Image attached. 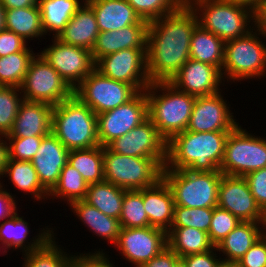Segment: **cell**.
Wrapping results in <instances>:
<instances>
[{"mask_svg": "<svg viewBox=\"0 0 266 267\" xmlns=\"http://www.w3.org/2000/svg\"><path fill=\"white\" fill-rule=\"evenodd\" d=\"M197 14L184 4L177 11L148 23L146 56L151 83L169 82L190 59Z\"/></svg>", "mask_w": 266, "mask_h": 267, "instance_id": "cell-1", "label": "cell"}, {"mask_svg": "<svg viewBox=\"0 0 266 267\" xmlns=\"http://www.w3.org/2000/svg\"><path fill=\"white\" fill-rule=\"evenodd\" d=\"M229 133L185 130L175 134L167 143L163 170L220 171Z\"/></svg>", "mask_w": 266, "mask_h": 267, "instance_id": "cell-2", "label": "cell"}, {"mask_svg": "<svg viewBox=\"0 0 266 267\" xmlns=\"http://www.w3.org/2000/svg\"><path fill=\"white\" fill-rule=\"evenodd\" d=\"M148 118L167 142L186 130L195 96L176 89L169 82L151 83L145 90Z\"/></svg>", "mask_w": 266, "mask_h": 267, "instance_id": "cell-3", "label": "cell"}, {"mask_svg": "<svg viewBox=\"0 0 266 267\" xmlns=\"http://www.w3.org/2000/svg\"><path fill=\"white\" fill-rule=\"evenodd\" d=\"M51 132L69 151L100 145L97 115L75 95L53 106Z\"/></svg>", "mask_w": 266, "mask_h": 267, "instance_id": "cell-4", "label": "cell"}, {"mask_svg": "<svg viewBox=\"0 0 266 267\" xmlns=\"http://www.w3.org/2000/svg\"><path fill=\"white\" fill-rule=\"evenodd\" d=\"M187 5L197 14L198 25L224 42L253 29L252 11L229 0H191Z\"/></svg>", "mask_w": 266, "mask_h": 267, "instance_id": "cell-5", "label": "cell"}, {"mask_svg": "<svg viewBox=\"0 0 266 267\" xmlns=\"http://www.w3.org/2000/svg\"><path fill=\"white\" fill-rule=\"evenodd\" d=\"M167 158H141L117 154L103 147L104 180L125 190L152 187L163 178Z\"/></svg>", "mask_w": 266, "mask_h": 267, "instance_id": "cell-6", "label": "cell"}, {"mask_svg": "<svg viewBox=\"0 0 266 267\" xmlns=\"http://www.w3.org/2000/svg\"><path fill=\"white\" fill-rule=\"evenodd\" d=\"M261 39V35L252 29L243 37L225 42L221 71L224 81L235 83L266 77V42Z\"/></svg>", "mask_w": 266, "mask_h": 267, "instance_id": "cell-7", "label": "cell"}, {"mask_svg": "<svg viewBox=\"0 0 266 267\" xmlns=\"http://www.w3.org/2000/svg\"><path fill=\"white\" fill-rule=\"evenodd\" d=\"M220 171L163 170L175 205L189 208H214L222 177Z\"/></svg>", "mask_w": 266, "mask_h": 267, "instance_id": "cell-8", "label": "cell"}, {"mask_svg": "<svg viewBox=\"0 0 266 267\" xmlns=\"http://www.w3.org/2000/svg\"><path fill=\"white\" fill-rule=\"evenodd\" d=\"M266 167V138L247 132L238 124L230 131L219 168L224 175L244 177Z\"/></svg>", "mask_w": 266, "mask_h": 267, "instance_id": "cell-9", "label": "cell"}, {"mask_svg": "<svg viewBox=\"0 0 266 267\" xmlns=\"http://www.w3.org/2000/svg\"><path fill=\"white\" fill-rule=\"evenodd\" d=\"M20 90L24 100L51 106L74 95V90L39 53L31 61Z\"/></svg>", "mask_w": 266, "mask_h": 267, "instance_id": "cell-10", "label": "cell"}, {"mask_svg": "<svg viewBox=\"0 0 266 267\" xmlns=\"http://www.w3.org/2000/svg\"><path fill=\"white\" fill-rule=\"evenodd\" d=\"M137 93L132 85L107 78L95 69L74 89V95L96 115L127 103Z\"/></svg>", "mask_w": 266, "mask_h": 267, "instance_id": "cell-11", "label": "cell"}, {"mask_svg": "<svg viewBox=\"0 0 266 267\" xmlns=\"http://www.w3.org/2000/svg\"><path fill=\"white\" fill-rule=\"evenodd\" d=\"M95 70L107 78L132 85L138 92L151 84L146 48H128L103 56L95 62Z\"/></svg>", "mask_w": 266, "mask_h": 267, "instance_id": "cell-12", "label": "cell"}, {"mask_svg": "<svg viewBox=\"0 0 266 267\" xmlns=\"http://www.w3.org/2000/svg\"><path fill=\"white\" fill-rule=\"evenodd\" d=\"M52 43L39 54L74 90L95 69L92 52L65 44L56 37H53Z\"/></svg>", "mask_w": 266, "mask_h": 267, "instance_id": "cell-13", "label": "cell"}, {"mask_svg": "<svg viewBox=\"0 0 266 267\" xmlns=\"http://www.w3.org/2000/svg\"><path fill=\"white\" fill-rule=\"evenodd\" d=\"M148 118V102L144 91L138 92L127 103L97 114V137L105 147L114 139L129 133Z\"/></svg>", "mask_w": 266, "mask_h": 267, "instance_id": "cell-14", "label": "cell"}, {"mask_svg": "<svg viewBox=\"0 0 266 267\" xmlns=\"http://www.w3.org/2000/svg\"><path fill=\"white\" fill-rule=\"evenodd\" d=\"M168 246L167 232L156 227H121L114 248L131 266L139 267Z\"/></svg>", "mask_w": 266, "mask_h": 267, "instance_id": "cell-15", "label": "cell"}, {"mask_svg": "<svg viewBox=\"0 0 266 267\" xmlns=\"http://www.w3.org/2000/svg\"><path fill=\"white\" fill-rule=\"evenodd\" d=\"M221 93L196 97L187 131L230 132L239 124L230 110L231 105Z\"/></svg>", "mask_w": 266, "mask_h": 267, "instance_id": "cell-16", "label": "cell"}, {"mask_svg": "<svg viewBox=\"0 0 266 267\" xmlns=\"http://www.w3.org/2000/svg\"><path fill=\"white\" fill-rule=\"evenodd\" d=\"M167 140L147 118L129 133L114 139L107 147L117 153L141 158H167Z\"/></svg>", "mask_w": 266, "mask_h": 267, "instance_id": "cell-17", "label": "cell"}, {"mask_svg": "<svg viewBox=\"0 0 266 267\" xmlns=\"http://www.w3.org/2000/svg\"><path fill=\"white\" fill-rule=\"evenodd\" d=\"M217 206L240 221L264 222L265 212L257 204L244 177L222 175Z\"/></svg>", "mask_w": 266, "mask_h": 267, "instance_id": "cell-18", "label": "cell"}, {"mask_svg": "<svg viewBox=\"0 0 266 267\" xmlns=\"http://www.w3.org/2000/svg\"><path fill=\"white\" fill-rule=\"evenodd\" d=\"M224 79L221 71L208 63L189 59L170 79L176 89L195 97L211 96L222 92Z\"/></svg>", "mask_w": 266, "mask_h": 267, "instance_id": "cell-19", "label": "cell"}, {"mask_svg": "<svg viewBox=\"0 0 266 267\" xmlns=\"http://www.w3.org/2000/svg\"><path fill=\"white\" fill-rule=\"evenodd\" d=\"M19 213L13 214L10 218L0 222V252L6 254L8 250H20L23 254L29 253L39 248L43 247L53 236L55 229L41 228L39 233H37L32 239L28 238L30 230L29 223L23 219ZM54 230V231H53ZM4 250V251H3ZM22 250V251H21Z\"/></svg>", "mask_w": 266, "mask_h": 267, "instance_id": "cell-20", "label": "cell"}, {"mask_svg": "<svg viewBox=\"0 0 266 267\" xmlns=\"http://www.w3.org/2000/svg\"><path fill=\"white\" fill-rule=\"evenodd\" d=\"M68 154L69 150L52 132L42 139L31 163L39 181L48 192L57 184L62 169L68 163Z\"/></svg>", "mask_w": 266, "mask_h": 267, "instance_id": "cell-21", "label": "cell"}, {"mask_svg": "<svg viewBox=\"0 0 266 267\" xmlns=\"http://www.w3.org/2000/svg\"><path fill=\"white\" fill-rule=\"evenodd\" d=\"M53 106L24 100L6 138L45 137L51 133Z\"/></svg>", "mask_w": 266, "mask_h": 267, "instance_id": "cell-22", "label": "cell"}, {"mask_svg": "<svg viewBox=\"0 0 266 267\" xmlns=\"http://www.w3.org/2000/svg\"><path fill=\"white\" fill-rule=\"evenodd\" d=\"M148 22L128 25L122 29L100 32L92 49L94 62L108 54L128 48H146Z\"/></svg>", "mask_w": 266, "mask_h": 267, "instance_id": "cell-23", "label": "cell"}, {"mask_svg": "<svg viewBox=\"0 0 266 267\" xmlns=\"http://www.w3.org/2000/svg\"><path fill=\"white\" fill-rule=\"evenodd\" d=\"M143 204L150 226L168 232L175 202L171 188L163 178L154 186L143 189Z\"/></svg>", "mask_w": 266, "mask_h": 267, "instance_id": "cell-24", "label": "cell"}, {"mask_svg": "<svg viewBox=\"0 0 266 267\" xmlns=\"http://www.w3.org/2000/svg\"><path fill=\"white\" fill-rule=\"evenodd\" d=\"M99 33L94 11L83 3L56 38L65 44L92 51Z\"/></svg>", "mask_w": 266, "mask_h": 267, "instance_id": "cell-25", "label": "cell"}, {"mask_svg": "<svg viewBox=\"0 0 266 267\" xmlns=\"http://www.w3.org/2000/svg\"><path fill=\"white\" fill-rule=\"evenodd\" d=\"M87 4L95 13L100 32L119 30L144 21L127 0H91Z\"/></svg>", "mask_w": 266, "mask_h": 267, "instance_id": "cell-26", "label": "cell"}, {"mask_svg": "<svg viewBox=\"0 0 266 267\" xmlns=\"http://www.w3.org/2000/svg\"><path fill=\"white\" fill-rule=\"evenodd\" d=\"M264 222L241 221L217 246L222 261H239L265 233ZM222 254V255H221ZM225 256V257H224Z\"/></svg>", "mask_w": 266, "mask_h": 267, "instance_id": "cell-27", "label": "cell"}, {"mask_svg": "<svg viewBox=\"0 0 266 267\" xmlns=\"http://www.w3.org/2000/svg\"><path fill=\"white\" fill-rule=\"evenodd\" d=\"M70 206L71 211L78 220H80L89 232L106 240L114 246L119 238L121 229L119 219L110 217L99 211L97 208L89 205L84 200L73 202Z\"/></svg>", "mask_w": 266, "mask_h": 267, "instance_id": "cell-28", "label": "cell"}, {"mask_svg": "<svg viewBox=\"0 0 266 267\" xmlns=\"http://www.w3.org/2000/svg\"><path fill=\"white\" fill-rule=\"evenodd\" d=\"M8 177L13 187L17 188L19 192L28 193L34 200L43 201L48 200L49 192L42 186L39 181L37 172L31 161H19L8 158L7 165L1 178ZM33 195V196H32Z\"/></svg>", "mask_w": 266, "mask_h": 267, "instance_id": "cell-29", "label": "cell"}, {"mask_svg": "<svg viewBox=\"0 0 266 267\" xmlns=\"http://www.w3.org/2000/svg\"><path fill=\"white\" fill-rule=\"evenodd\" d=\"M83 3L82 0H39L45 35L57 37Z\"/></svg>", "mask_w": 266, "mask_h": 267, "instance_id": "cell-30", "label": "cell"}, {"mask_svg": "<svg viewBox=\"0 0 266 267\" xmlns=\"http://www.w3.org/2000/svg\"><path fill=\"white\" fill-rule=\"evenodd\" d=\"M225 42L199 25L194 29L190 44V59L208 63L222 71Z\"/></svg>", "mask_w": 266, "mask_h": 267, "instance_id": "cell-31", "label": "cell"}, {"mask_svg": "<svg viewBox=\"0 0 266 267\" xmlns=\"http://www.w3.org/2000/svg\"><path fill=\"white\" fill-rule=\"evenodd\" d=\"M5 29L16 33L26 42L34 38L40 40L39 38L46 37L39 5L5 9Z\"/></svg>", "mask_w": 266, "mask_h": 267, "instance_id": "cell-32", "label": "cell"}, {"mask_svg": "<svg viewBox=\"0 0 266 267\" xmlns=\"http://www.w3.org/2000/svg\"><path fill=\"white\" fill-rule=\"evenodd\" d=\"M167 242L180 258L205 253L215 247L207 232L193 227H171L167 232Z\"/></svg>", "mask_w": 266, "mask_h": 267, "instance_id": "cell-33", "label": "cell"}, {"mask_svg": "<svg viewBox=\"0 0 266 267\" xmlns=\"http://www.w3.org/2000/svg\"><path fill=\"white\" fill-rule=\"evenodd\" d=\"M124 194L125 189L104 180L88 186L84 201L105 215L120 219Z\"/></svg>", "mask_w": 266, "mask_h": 267, "instance_id": "cell-34", "label": "cell"}, {"mask_svg": "<svg viewBox=\"0 0 266 267\" xmlns=\"http://www.w3.org/2000/svg\"><path fill=\"white\" fill-rule=\"evenodd\" d=\"M68 164L74 167L90 185L104 181L103 146L70 150Z\"/></svg>", "mask_w": 266, "mask_h": 267, "instance_id": "cell-35", "label": "cell"}, {"mask_svg": "<svg viewBox=\"0 0 266 267\" xmlns=\"http://www.w3.org/2000/svg\"><path fill=\"white\" fill-rule=\"evenodd\" d=\"M89 184L82 175L70 164H66L61 171L57 184L48 194V200L61 199L70 205L73 202L84 200Z\"/></svg>", "mask_w": 266, "mask_h": 267, "instance_id": "cell-36", "label": "cell"}, {"mask_svg": "<svg viewBox=\"0 0 266 267\" xmlns=\"http://www.w3.org/2000/svg\"><path fill=\"white\" fill-rule=\"evenodd\" d=\"M36 53L22 50L0 57V86L20 88Z\"/></svg>", "mask_w": 266, "mask_h": 267, "instance_id": "cell-37", "label": "cell"}, {"mask_svg": "<svg viewBox=\"0 0 266 267\" xmlns=\"http://www.w3.org/2000/svg\"><path fill=\"white\" fill-rule=\"evenodd\" d=\"M56 237H52L38 250L22 254V267H71L72 254L65 252L61 245H57ZM61 246V247H60ZM62 248V249H61Z\"/></svg>", "mask_w": 266, "mask_h": 267, "instance_id": "cell-38", "label": "cell"}, {"mask_svg": "<svg viewBox=\"0 0 266 267\" xmlns=\"http://www.w3.org/2000/svg\"><path fill=\"white\" fill-rule=\"evenodd\" d=\"M119 222L124 228L150 226L143 204V189L125 190Z\"/></svg>", "mask_w": 266, "mask_h": 267, "instance_id": "cell-39", "label": "cell"}, {"mask_svg": "<svg viewBox=\"0 0 266 267\" xmlns=\"http://www.w3.org/2000/svg\"><path fill=\"white\" fill-rule=\"evenodd\" d=\"M23 101L20 88L0 86V135L6 136L12 130Z\"/></svg>", "mask_w": 266, "mask_h": 267, "instance_id": "cell-40", "label": "cell"}, {"mask_svg": "<svg viewBox=\"0 0 266 267\" xmlns=\"http://www.w3.org/2000/svg\"><path fill=\"white\" fill-rule=\"evenodd\" d=\"M213 209L175 205L171 227H193L208 233Z\"/></svg>", "mask_w": 266, "mask_h": 267, "instance_id": "cell-41", "label": "cell"}, {"mask_svg": "<svg viewBox=\"0 0 266 267\" xmlns=\"http://www.w3.org/2000/svg\"><path fill=\"white\" fill-rule=\"evenodd\" d=\"M142 20L152 22L169 15L184 4L180 0H127Z\"/></svg>", "mask_w": 266, "mask_h": 267, "instance_id": "cell-42", "label": "cell"}, {"mask_svg": "<svg viewBox=\"0 0 266 267\" xmlns=\"http://www.w3.org/2000/svg\"><path fill=\"white\" fill-rule=\"evenodd\" d=\"M241 221L229 211L214 207L208 236L216 247Z\"/></svg>", "mask_w": 266, "mask_h": 267, "instance_id": "cell-43", "label": "cell"}, {"mask_svg": "<svg viewBox=\"0 0 266 267\" xmlns=\"http://www.w3.org/2000/svg\"><path fill=\"white\" fill-rule=\"evenodd\" d=\"M44 137L7 138L9 158L19 161H31L38 151Z\"/></svg>", "mask_w": 266, "mask_h": 267, "instance_id": "cell-44", "label": "cell"}, {"mask_svg": "<svg viewBox=\"0 0 266 267\" xmlns=\"http://www.w3.org/2000/svg\"><path fill=\"white\" fill-rule=\"evenodd\" d=\"M246 179L249 189L254 196L257 204L266 211V167L247 173Z\"/></svg>", "mask_w": 266, "mask_h": 267, "instance_id": "cell-45", "label": "cell"}, {"mask_svg": "<svg viewBox=\"0 0 266 267\" xmlns=\"http://www.w3.org/2000/svg\"><path fill=\"white\" fill-rule=\"evenodd\" d=\"M236 263L239 267H266V233Z\"/></svg>", "mask_w": 266, "mask_h": 267, "instance_id": "cell-46", "label": "cell"}, {"mask_svg": "<svg viewBox=\"0 0 266 267\" xmlns=\"http://www.w3.org/2000/svg\"><path fill=\"white\" fill-rule=\"evenodd\" d=\"M77 255V256H76ZM109 255L103 252V249L97 251L95 249L94 252H88V253H75L72 257L71 267H116L112 260H109ZM111 261V262H110Z\"/></svg>", "mask_w": 266, "mask_h": 267, "instance_id": "cell-47", "label": "cell"}, {"mask_svg": "<svg viewBox=\"0 0 266 267\" xmlns=\"http://www.w3.org/2000/svg\"><path fill=\"white\" fill-rule=\"evenodd\" d=\"M23 38L16 33L3 29L0 31V57L8 56L22 50H33Z\"/></svg>", "mask_w": 266, "mask_h": 267, "instance_id": "cell-48", "label": "cell"}, {"mask_svg": "<svg viewBox=\"0 0 266 267\" xmlns=\"http://www.w3.org/2000/svg\"><path fill=\"white\" fill-rule=\"evenodd\" d=\"M217 255L218 250L214 247L208 252L188 255L182 257V259L185 261L187 267H218L222 261V257H218Z\"/></svg>", "mask_w": 266, "mask_h": 267, "instance_id": "cell-49", "label": "cell"}, {"mask_svg": "<svg viewBox=\"0 0 266 267\" xmlns=\"http://www.w3.org/2000/svg\"><path fill=\"white\" fill-rule=\"evenodd\" d=\"M3 182L0 181V221L10 218L18 212L16 196L5 189ZM4 187V188H3ZM17 202V203H16Z\"/></svg>", "mask_w": 266, "mask_h": 267, "instance_id": "cell-50", "label": "cell"}, {"mask_svg": "<svg viewBox=\"0 0 266 267\" xmlns=\"http://www.w3.org/2000/svg\"><path fill=\"white\" fill-rule=\"evenodd\" d=\"M180 257L169 247L164 248L154 258L139 267H174Z\"/></svg>", "mask_w": 266, "mask_h": 267, "instance_id": "cell-51", "label": "cell"}, {"mask_svg": "<svg viewBox=\"0 0 266 267\" xmlns=\"http://www.w3.org/2000/svg\"><path fill=\"white\" fill-rule=\"evenodd\" d=\"M253 29L266 39V3L260 5L252 12ZM255 26V27H254Z\"/></svg>", "mask_w": 266, "mask_h": 267, "instance_id": "cell-52", "label": "cell"}, {"mask_svg": "<svg viewBox=\"0 0 266 267\" xmlns=\"http://www.w3.org/2000/svg\"><path fill=\"white\" fill-rule=\"evenodd\" d=\"M39 0H0L5 9L26 8L38 5Z\"/></svg>", "mask_w": 266, "mask_h": 267, "instance_id": "cell-53", "label": "cell"}, {"mask_svg": "<svg viewBox=\"0 0 266 267\" xmlns=\"http://www.w3.org/2000/svg\"><path fill=\"white\" fill-rule=\"evenodd\" d=\"M5 138V139H4ZM4 139V140H3ZM9 158L8 141L5 135H0V179Z\"/></svg>", "mask_w": 266, "mask_h": 267, "instance_id": "cell-54", "label": "cell"}, {"mask_svg": "<svg viewBox=\"0 0 266 267\" xmlns=\"http://www.w3.org/2000/svg\"><path fill=\"white\" fill-rule=\"evenodd\" d=\"M238 5L249 8L252 12L260 5L266 3V0H229Z\"/></svg>", "mask_w": 266, "mask_h": 267, "instance_id": "cell-55", "label": "cell"}, {"mask_svg": "<svg viewBox=\"0 0 266 267\" xmlns=\"http://www.w3.org/2000/svg\"><path fill=\"white\" fill-rule=\"evenodd\" d=\"M5 29V8L0 3V31Z\"/></svg>", "mask_w": 266, "mask_h": 267, "instance_id": "cell-56", "label": "cell"}, {"mask_svg": "<svg viewBox=\"0 0 266 267\" xmlns=\"http://www.w3.org/2000/svg\"><path fill=\"white\" fill-rule=\"evenodd\" d=\"M218 267H239L237 263L221 261Z\"/></svg>", "mask_w": 266, "mask_h": 267, "instance_id": "cell-57", "label": "cell"}, {"mask_svg": "<svg viewBox=\"0 0 266 267\" xmlns=\"http://www.w3.org/2000/svg\"><path fill=\"white\" fill-rule=\"evenodd\" d=\"M174 267H187L185 261L182 258H179L175 264Z\"/></svg>", "mask_w": 266, "mask_h": 267, "instance_id": "cell-58", "label": "cell"}, {"mask_svg": "<svg viewBox=\"0 0 266 267\" xmlns=\"http://www.w3.org/2000/svg\"><path fill=\"white\" fill-rule=\"evenodd\" d=\"M263 226H264V230H265V233H266V211H265V218H264Z\"/></svg>", "mask_w": 266, "mask_h": 267, "instance_id": "cell-59", "label": "cell"}, {"mask_svg": "<svg viewBox=\"0 0 266 267\" xmlns=\"http://www.w3.org/2000/svg\"><path fill=\"white\" fill-rule=\"evenodd\" d=\"M183 4H188L191 0H180Z\"/></svg>", "mask_w": 266, "mask_h": 267, "instance_id": "cell-60", "label": "cell"}, {"mask_svg": "<svg viewBox=\"0 0 266 267\" xmlns=\"http://www.w3.org/2000/svg\"><path fill=\"white\" fill-rule=\"evenodd\" d=\"M84 3H87V2H89V1H91V0H82Z\"/></svg>", "mask_w": 266, "mask_h": 267, "instance_id": "cell-61", "label": "cell"}]
</instances>
